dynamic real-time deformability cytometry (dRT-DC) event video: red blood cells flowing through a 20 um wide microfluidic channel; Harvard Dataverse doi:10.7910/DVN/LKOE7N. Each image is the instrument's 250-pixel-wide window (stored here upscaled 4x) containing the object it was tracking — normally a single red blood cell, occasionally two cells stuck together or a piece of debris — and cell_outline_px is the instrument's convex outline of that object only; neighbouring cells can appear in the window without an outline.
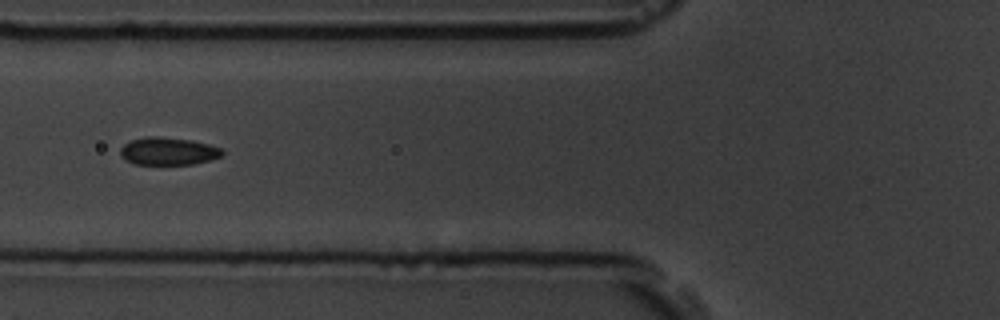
{"species": "common noctule bat (a hibernating species)", "species_latin": "Nyctalus noctula", "temperature_condition": "room temperature", "stored_images_in_passage": 18, "segment_of_instrument_passage": [2, 2], "camera_frame_rate_fps": 3000, "um_per_image_px": 0.085, "animal": {"sex": "male", "body_mass_g": 19.5, "forearm_length_mm": 54.6}, "frame": {"image": 1, "passage_image": 7, "time_ms": 7.0, "image_size_px": [1000, 320], "cell_outline_px": [[224, 152], [220, 156], [212, 160], [192, 164], [132, 164], [120, 156], [120, 148], [124, 144], [132, 140], [148, 136], [156, 136], [192, 140], [208, 144], [220, 148]], "centroid_in_image_um": [14.28, 12.85], "position_along_channel_um": 111.5, "area_um2": 16.42}}
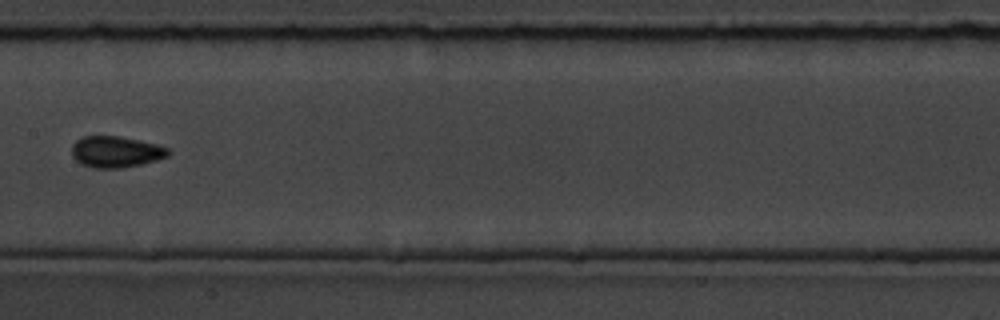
{"frame": {"image": 2, "passage_image": 9, "time_ms": 9.333, "image_size_px": [1000, 320], "cell_outline_px": [[172, 152], [168, 156], [156, 160], [140, 164], [120, 168], [92, 168], [80, 164], [72, 156], [72, 144], [76, 140], [84, 136], [116, 136], [156, 144], [168, 148]], "centroid_in_image_um": [9.82, 12.91], "position_along_channel_um": 197.6, "area_um2": 17.51}}
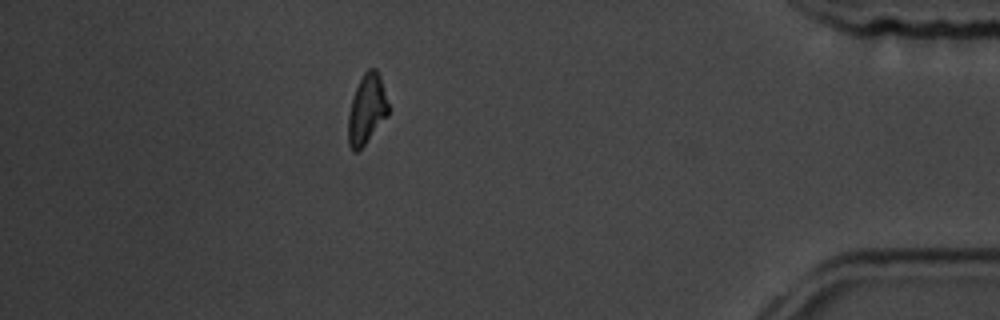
{"frame": {"image": 3, "passage_image": 18, "time_ms": 19.667, "image_size_px": [1000, 320], "cell_outline_px": [[392, 108], [388, 116], [364, 144], [356, 152], [352, 152], [348, 144], [348, 116], [352, 96], [364, 72], [368, 68], [376, 68], [380, 76]], "centroid_in_image_um": [31.21, 9.27], "position_along_channel_um": 404.0, "area_um2": 16.65}}